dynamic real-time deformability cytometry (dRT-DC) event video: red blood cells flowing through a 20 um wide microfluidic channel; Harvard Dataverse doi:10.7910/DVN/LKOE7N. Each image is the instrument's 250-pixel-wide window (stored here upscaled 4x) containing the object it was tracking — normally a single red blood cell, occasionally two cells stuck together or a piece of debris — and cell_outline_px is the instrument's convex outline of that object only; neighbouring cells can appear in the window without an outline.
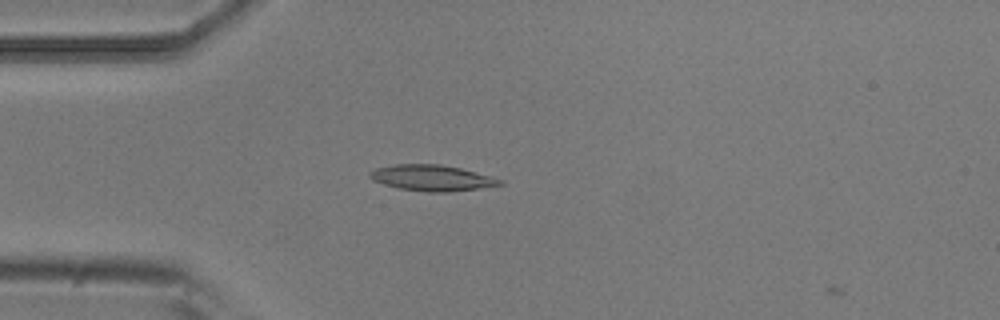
{"species": "common noctule bat (a hibernating species)", "species_latin": "Nyctalus noctula", "temperature_condition": "room temperature", "stored_images_in_passage": 3, "camera_frame_rate_fps": 3000, "um_per_image_px": 0.085, "animal": {"sex": "male", "body_mass_g": 20.5, "forearm_length_mm": 52.5}, "frame": {"image": 1, "passage_image": 2, "time_ms": 0.333, "image_size_px": [1000, 320], "cell_outline_px": [[504, 184], [480, 188], [448, 192], [428, 192], [400, 188], [384, 184], [372, 180], [368, 176], [368, 172], [376, 168], [396, 164], [440, 164], [460, 168], [492, 176], [504, 180]], "centroid_in_image_um": [36.72, 15.12], "position_along_channel_um": 48.3, "area_um2": 19.65}}